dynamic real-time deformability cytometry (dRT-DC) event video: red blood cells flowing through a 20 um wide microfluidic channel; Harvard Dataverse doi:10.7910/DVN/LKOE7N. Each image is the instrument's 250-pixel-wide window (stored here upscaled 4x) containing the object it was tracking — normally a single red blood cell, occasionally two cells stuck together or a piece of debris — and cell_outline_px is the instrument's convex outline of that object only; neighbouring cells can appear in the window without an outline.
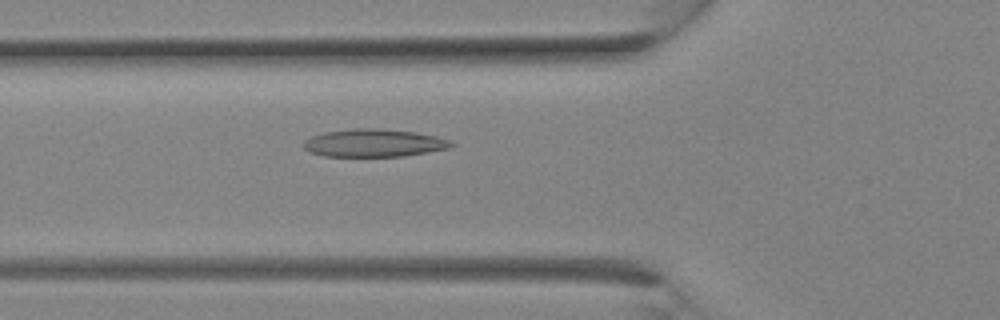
{"species": "Egyptian fruit bat (a non-hibernating species)", "species_latin": "Rousettus aegyptiacus", "temperature_condition": "room temperature", "stored_images_in_passage": 13, "camera_frame_rate_fps": 3000, "um_per_image_px": 0.085, "animal": {"sex": "female"}, "frame": {"image": 1, "passage_image": 11, "time_ms": 3.333, "image_size_px": [1000, 320], "cell_outline_px": [[456, 144], [448, 148], [428, 152], [404, 156], [324, 156], [312, 152], [304, 148], [304, 140], [312, 136], [324, 132], [356, 128], [380, 128], [416, 132], [436, 136], [448, 140]], "centroid_in_image_um": [31.8, 12.15], "position_along_channel_um": 94.0, "area_um2": 23.81}}
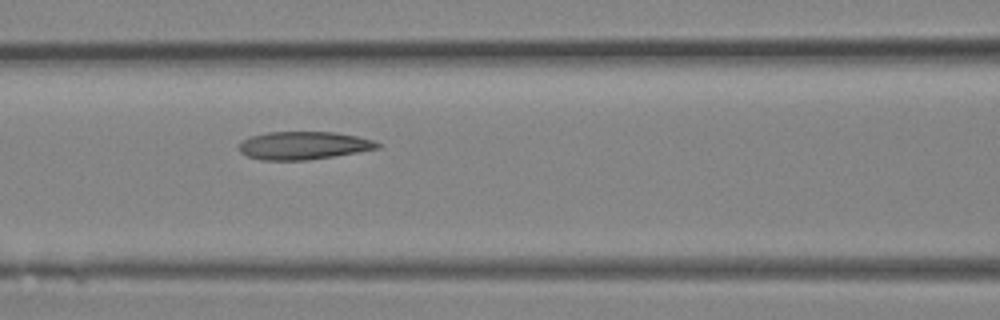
{"frame": {"image": 2, "passage_image": 13, "time_ms": 4.0, "image_size_px": [1000, 320], "cell_outline_px": [[380, 148], [308, 160], [260, 160], [248, 156], [240, 152], [240, 144], [244, 140], [252, 136], [268, 132], [336, 132], [376, 140], [380, 144]], "centroid_in_image_um": [25.83, 12.36], "position_along_channel_um": 140.8, "area_um2": 22.37}}